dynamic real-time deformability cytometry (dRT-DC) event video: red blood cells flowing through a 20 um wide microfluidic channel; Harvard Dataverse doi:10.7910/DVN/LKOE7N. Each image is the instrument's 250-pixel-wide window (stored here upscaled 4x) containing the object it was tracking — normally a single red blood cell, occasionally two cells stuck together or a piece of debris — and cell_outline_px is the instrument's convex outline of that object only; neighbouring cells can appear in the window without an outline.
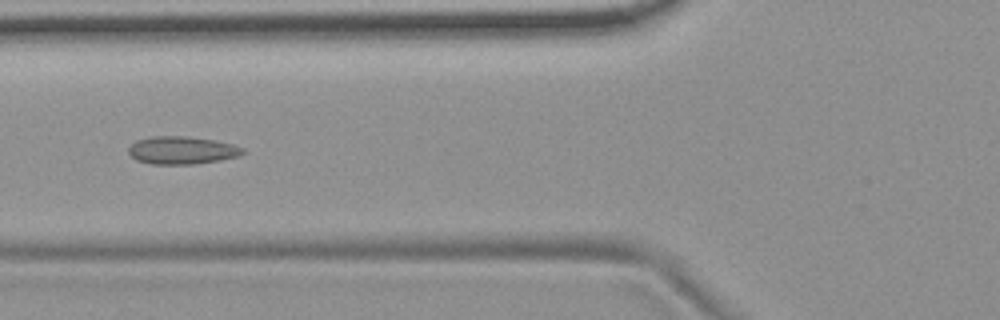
{"species": "common noctule bat (a hibernating species)", "species_latin": "Nyctalus noctula", "temperature_condition": "room temperature", "stored_images_in_passage": 8, "camera_frame_rate_fps": 3000, "um_per_image_px": 0.085, "animal": {"sex": "female", "body_mass_g": 19.9}, "frame": {"image": 1, "passage_image": 6, "time_ms": 5.667, "image_size_px": [1000, 320], "cell_outline_px": [[248, 152], [236, 156], [220, 160], [192, 164], [152, 164], [136, 160], [128, 152], [128, 148], [136, 140], [152, 136], [188, 136], [216, 140], [232, 144], [244, 148]], "centroid_in_image_um": [15.47, 12.76], "position_along_channel_um": 110.3, "area_um2": 18.55}}
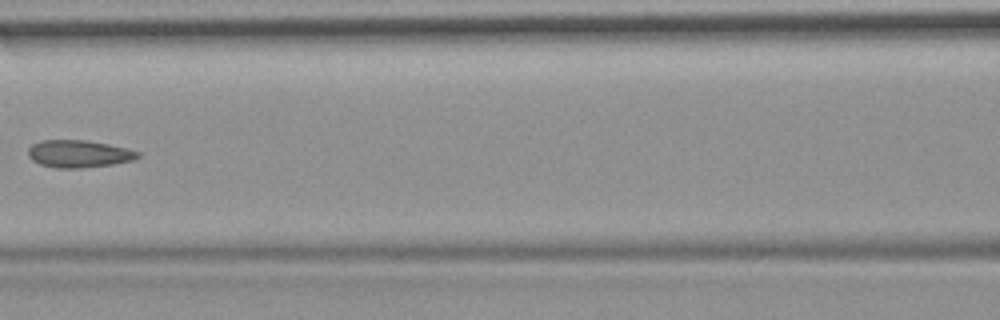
{"frame": {"image": 2, "passage_image": 7, "time_ms": 7.0, "image_size_px": [1000, 320], "cell_outline_px": [[140, 156], [136, 160], [112, 164], [80, 168], [56, 168], [40, 164], [32, 160], [28, 156], [28, 148], [32, 144], [40, 140], [84, 140], [108, 144], [128, 148], [140, 152]], "centroid_in_image_um": [6.71, 13.07], "position_along_channel_um": 159.9, "area_um2": 17.63}}
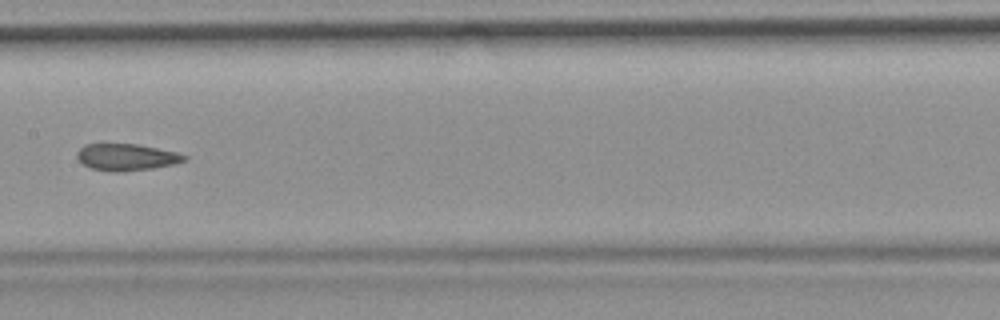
{"frame": {"image": 3, "passage_image": 8, "time_ms": 8.0, "image_size_px": [1000, 320], "cell_outline_px": [[188, 160], [172, 164], [152, 168], [124, 172], [112, 172], [92, 168], [84, 164], [76, 156], [76, 152], [84, 144], [136, 144], [176, 152], [188, 156]], "centroid_in_image_um": [10.75, 13.36], "position_along_channel_um": 196.7, "area_um2": 16.65}}